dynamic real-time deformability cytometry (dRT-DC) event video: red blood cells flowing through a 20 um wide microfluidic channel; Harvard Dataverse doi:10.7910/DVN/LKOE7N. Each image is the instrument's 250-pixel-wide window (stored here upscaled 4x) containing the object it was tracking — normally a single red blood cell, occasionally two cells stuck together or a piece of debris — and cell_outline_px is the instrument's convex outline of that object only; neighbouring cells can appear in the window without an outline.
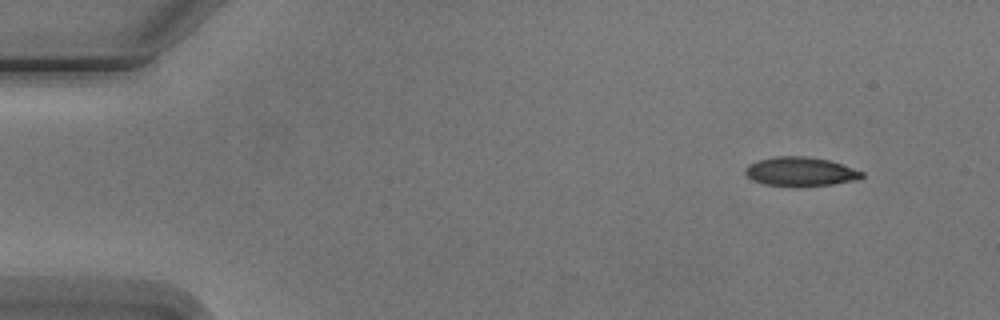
{"species": "Egyptian fruit bat (a non-hibernating species)", "species_latin": "Rousettus aegyptiacus", "temperature_condition": "cold", "stored_images_in_passage": 4, "camera_frame_rate_fps": 3000, "um_per_image_px": 0.085, "animal": {"sex": "male"}, "frame": {"image": 1, "passage_image": 1, "time_ms": 0.0, "image_size_px": [1000, 320], "cell_outline_px": [[864, 176], [852, 180], [832, 184], [764, 184], [752, 180], [744, 172], [744, 168], [748, 164], [760, 160], [776, 156], [808, 156], [828, 160], [864, 172]], "centroid_in_image_um": [67.99, 14.54], "position_along_channel_um": 17.0, "area_um2": 18.9}}
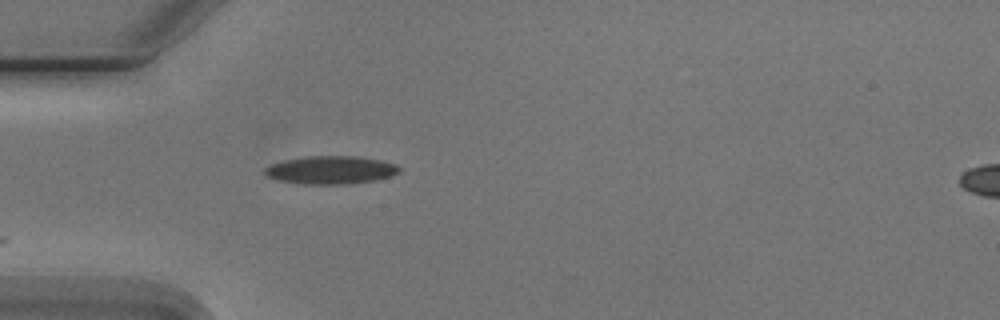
{"frame": {"image": 2, "passage_image": 4, "time_ms": 3.667, "image_size_px": [1000, 320], "cell_outline_px": [[400, 172], [388, 176], [372, 180], [348, 184], [300, 184], [276, 180], [264, 176], [264, 168], [272, 164], [284, 160], [304, 156], [356, 156], [380, 160], [396, 164], [400, 168]], "centroid_in_image_um": [28.05, 14.45], "position_along_channel_um": 57.0, "area_um2": 22.02}}